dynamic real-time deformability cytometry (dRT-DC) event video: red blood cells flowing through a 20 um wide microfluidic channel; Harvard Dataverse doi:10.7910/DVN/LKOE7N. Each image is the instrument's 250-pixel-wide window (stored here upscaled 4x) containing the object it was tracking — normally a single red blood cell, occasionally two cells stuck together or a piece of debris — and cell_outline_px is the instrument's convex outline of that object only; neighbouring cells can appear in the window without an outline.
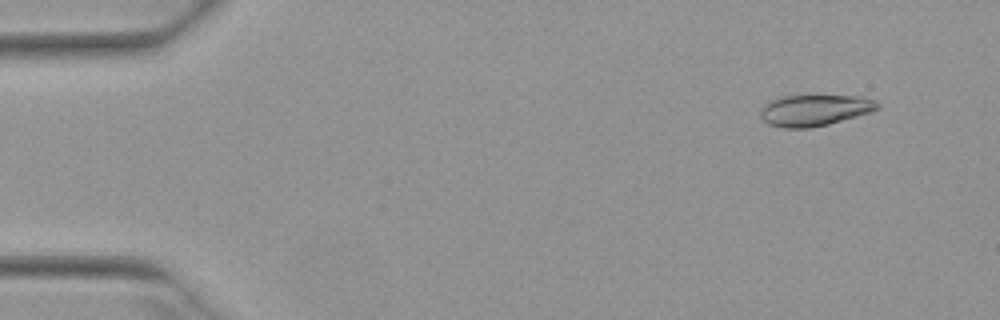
{"species": "Egyptian fruit bat (a non-hibernating species)", "species_latin": "Rousettus aegyptiacus", "temperature_condition": "warm", "stored_images_in_passage": 52, "camera_frame_rate_fps": 3000, "um_per_image_px": 0.085, "animal": {"sex": "female"}, "frame": {"image": 1, "passage_image": 5, "time_ms": 1.333, "image_size_px": [1000, 320], "cell_outline_px": [[880, 108], [872, 112], [828, 124], [812, 128], [784, 128], [768, 124], [760, 116], [760, 112], [764, 104], [768, 100], [780, 96], [860, 96], [876, 100], [880, 104]], "centroid_in_image_um": [69.24, 9.37], "position_along_channel_um": 15.8, "area_um2": 21.5}}
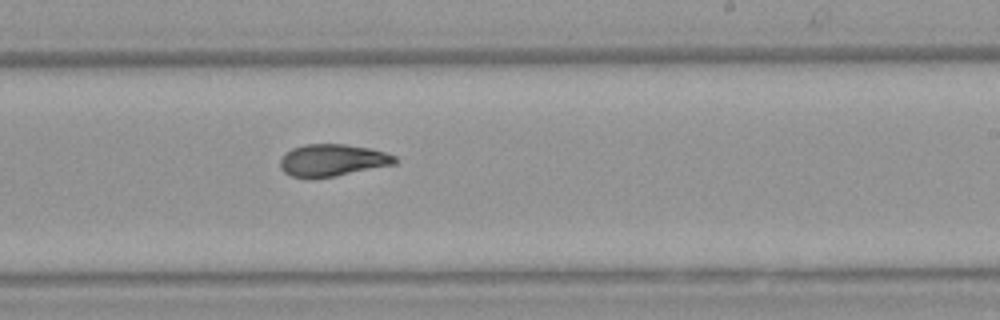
{"frame": {"image": 2, "passage_image": 32, "time_ms": 10.333, "image_size_px": [1000, 320], "cell_outline_px": [[400, 160], [396, 164], [336, 176], [312, 180], [308, 180], [292, 176], [284, 172], [280, 168], [280, 160], [284, 152], [292, 148], [304, 144], [344, 144], [372, 148], [396, 156]], "centroid_in_image_um": [28.24, 13.64], "position_along_channel_um": 260.8, "area_um2": 22.08}}
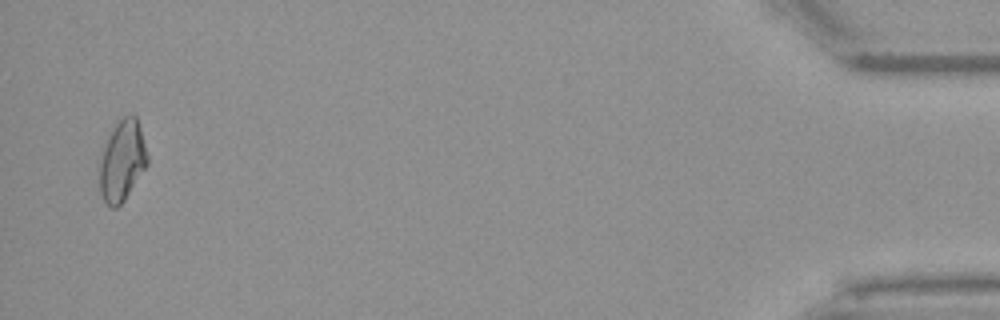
{"frame": {"image": 3, "passage_image": 51, "time_ms": 16.667, "image_size_px": [1000, 320], "cell_outline_px": [[148, 164], [124, 200], [116, 208], [112, 208], [104, 200], [100, 192], [100, 152], [104, 140], [112, 128], [124, 116], [136, 116], [140, 128], [148, 156]], "centroid_in_image_um": [10.36, 13.65], "position_along_channel_um": 424.8, "area_um2": 22.48}, "authors_computed_cell_mechanics": {"area_um2": 21.9062, "velocity_mm_per_s": 3.9496, "shape_relaxation_time_tau1_ms": null, "shape_relaxation_time_tau2_ms": 4.7919, "deformation_change_tau1": null, "deformation_change_tau2": 0.1191}}